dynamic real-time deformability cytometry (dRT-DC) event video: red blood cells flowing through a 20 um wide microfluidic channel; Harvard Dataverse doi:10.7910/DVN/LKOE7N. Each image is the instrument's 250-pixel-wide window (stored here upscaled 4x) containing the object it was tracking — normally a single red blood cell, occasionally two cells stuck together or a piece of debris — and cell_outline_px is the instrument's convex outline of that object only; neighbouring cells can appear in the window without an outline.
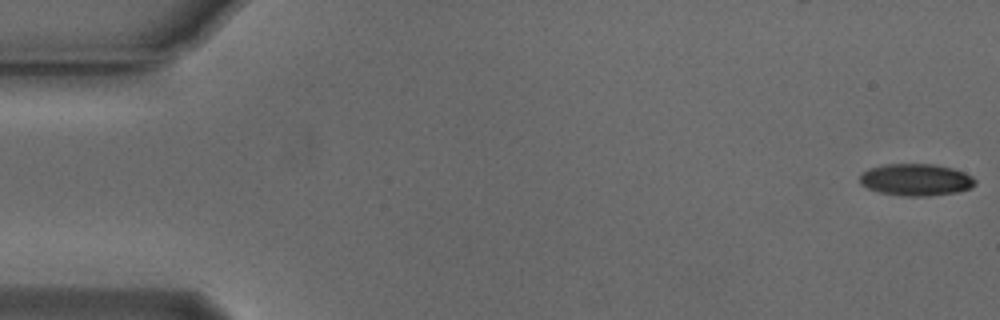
{"species": "Egyptian fruit bat (a non-hibernating species)", "species_latin": "Rousettus aegyptiacus", "temperature_condition": "cold", "stored_images_in_passage": 54, "camera_frame_rate_fps": 3000, "um_per_image_px": 0.085, "animal": {"sex": "male"}, "frame": {"image": 1, "passage_image": 1, "time_ms": 0.0, "image_size_px": [1000, 320], "cell_outline_px": [[976, 184], [972, 188], [956, 192], [928, 196], [900, 196], [880, 192], [868, 188], [860, 184], [860, 176], [868, 168], [884, 164], [932, 164], [952, 168], [964, 172], [972, 176], [976, 180]], "centroid_in_image_um": [77.86, 15.28], "position_along_channel_um": 7.1, "area_um2": 21.56}}
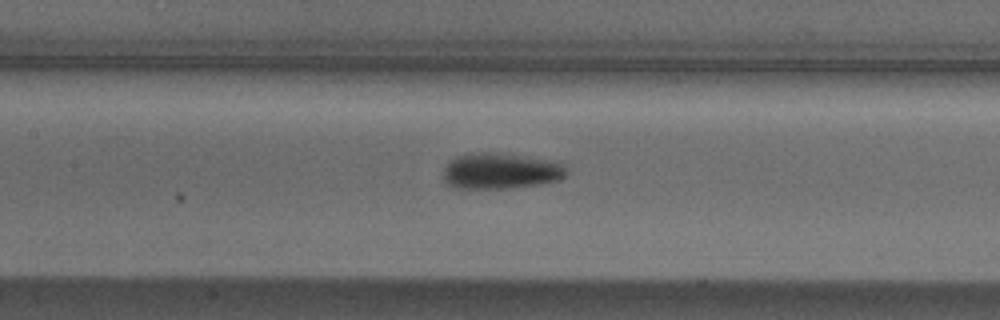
{"frame": {"image": 2, "passage_image": 25, "time_ms": 8.0, "image_size_px": [1000, 320], "cell_outline_px": [[568, 172], [560, 180], [540, 184], [508, 188], [456, 188], [448, 184], [444, 180], [444, 168], [448, 160], [456, 156], [468, 152], [488, 152], [548, 160], [564, 164]], "centroid_in_image_um": [42.51, 14.53], "position_along_channel_um": 164.9, "area_um2": 25.72}}
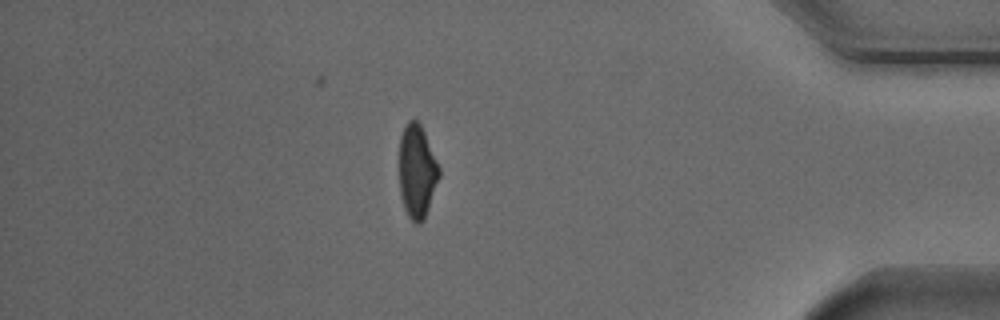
{"frame": {"image": 3, "passage_image": 47, "time_ms": 15.333, "image_size_px": [1000, 320], "cell_outline_px": [[440, 176], [424, 220], [420, 224], [416, 224], [408, 216], [404, 208], [400, 196], [400, 136], [408, 120], [416, 120], [420, 124], [424, 132], [440, 168]], "centroid_in_image_um": [35.45, 14.59], "position_along_channel_um": 399.8, "area_um2": 21.56}, "authors_computed_cell_mechanics": {"area_um2": 22.9177, "velocity_mm_per_s": 3.7581, "shape_relaxation_time_tau1_ms": 3.4243, "shape_relaxation_time_tau2_ms": 5.2235, "deformation_change_tau1": 0.1167, "deformation_change_tau2": 0.1135}}